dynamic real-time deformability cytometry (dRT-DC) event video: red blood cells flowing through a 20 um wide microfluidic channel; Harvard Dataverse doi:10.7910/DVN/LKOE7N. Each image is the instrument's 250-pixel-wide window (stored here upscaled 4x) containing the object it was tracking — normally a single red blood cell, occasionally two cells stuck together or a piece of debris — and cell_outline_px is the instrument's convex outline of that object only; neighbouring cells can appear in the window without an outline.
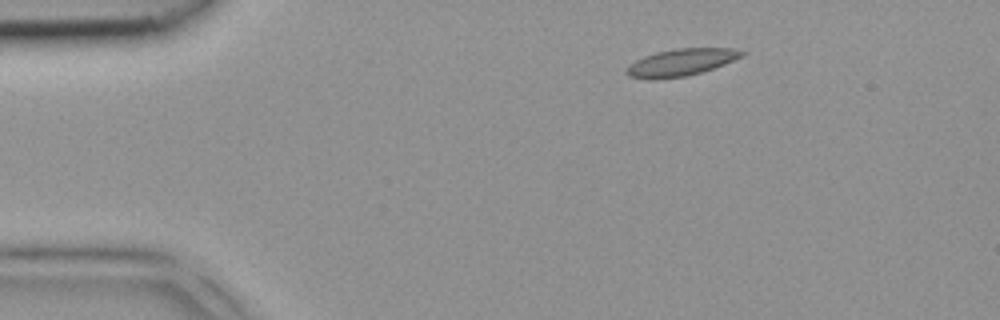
{"species": "common noctule bat (a hibernating species)", "species_latin": "Nyctalus noctula", "temperature_condition": "room temperature", "stored_images_in_passage": 4, "camera_frame_rate_fps": 3000, "um_per_image_px": 0.085, "animal": {"sex": "female", "body_mass_g": 18.4}, "frame": {"image": 1, "passage_image": 4, "time_ms": 1.0, "image_size_px": [1000, 320], "cell_outline_px": [[748, 52], [744, 56], [724, 64], [688, 76], [652, 80], [628, 76], [624, 72], [628, 64], [644, 56], [656, 52], [676, 48], [732, 48]], "centroid_in_image_um": [57.87, 5.3], "position_along_channel_um": 27.1, "area_um2": 18.38}}